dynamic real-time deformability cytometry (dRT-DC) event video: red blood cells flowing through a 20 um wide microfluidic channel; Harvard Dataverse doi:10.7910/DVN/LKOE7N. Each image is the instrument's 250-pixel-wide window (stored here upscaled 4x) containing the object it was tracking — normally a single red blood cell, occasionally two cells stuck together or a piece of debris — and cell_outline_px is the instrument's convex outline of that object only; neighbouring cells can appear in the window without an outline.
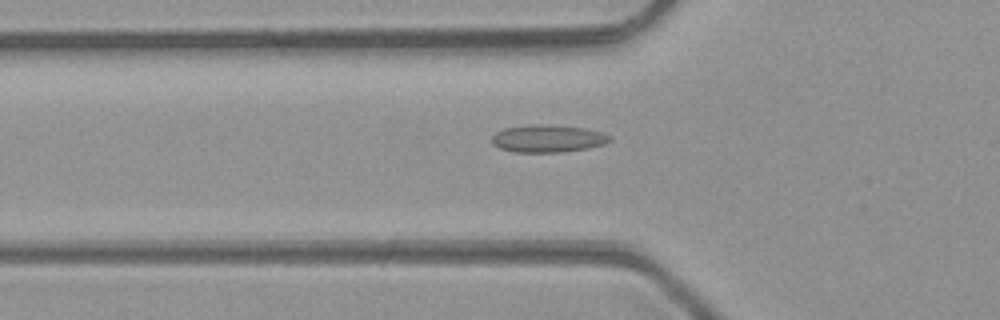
{"species": "common noctule bat (a hibernating species)", "species_latin": "Nyctalus noctula", "temperature_condition": "room temperature", "stored_images_in_passage": 48, "camera_frame_rate_fps": 3000, "um_per_image_px": 0.085, "animal": {"sex": "male", "body_mass_g": 23.1, "forearm_length_mm": 52.7}, "frame": {"image": 1, "passage_image": 17, "time_ms": 5.333, "image_size_px": [1000, 320], "cell_outline_px": [[612, 140], [604, 144], [588, 148], [564, 152], [516, 152], [500, 148], [492, 144], [492, 136], [496, 132], [504, 128], [528, 124], [544, 124], [584, 128], [600, 132], [612, 136]], "centroid_in_image_um": [46.56, 11.77], "position_along_channel_um": 79.2, "area_um2": 18.96}}
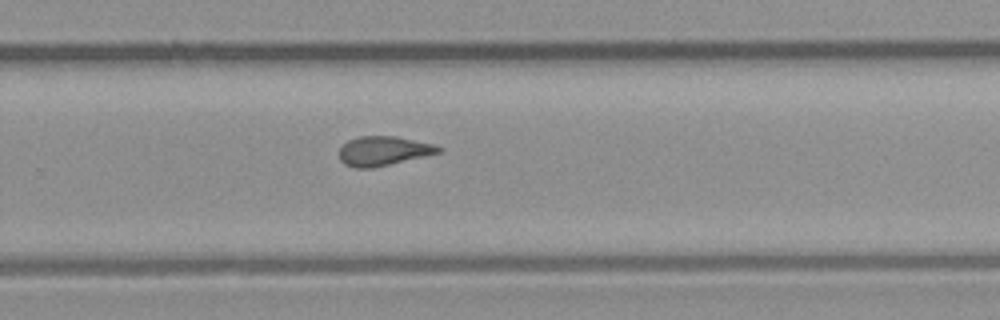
{"frame": {"image": 2, "passage_image": 32, "time_ms": 10.333, "image_size_px": [1000, 320], "cell_outline_px": [[444, 148], [440, 152], [424, 156], [372, 168], [356, 168], [344, 164], [340, 160], [340, 148], [348, 140], [360, 136], [396, 136], [432, 144]], "centroid_in_image_um": [32.57, 12.83], "position_along_channel_um": 297.2, "area_um2": 16.76}}
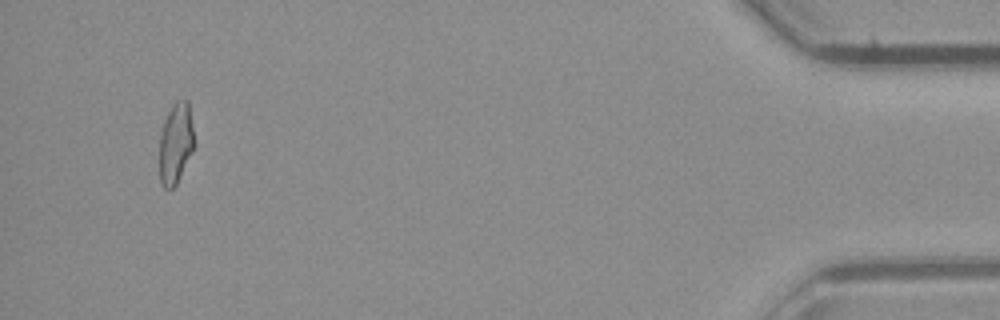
{"frame": {"image": 3, "passage_image": 46, "time_ms": 15.0, "image_size_px": [1000, 320], "cell_outline_px": [[192, 152], [176, 184], [172, 188], [164, 188], [160, 184], [160, 132], [164, 120], [172, 104], [176, 100], [188, 100], [192, 128]], "centroid_in_image_um": [14.9, 12.17], "position_along_channel_um": 420.3, "area_um2": 16.01}, "authors_computed_cell_mechanics": {"area_um2": 17.2822, "velocity_mm_per_s": 4.3368, "shape_relaxation_time_tau1_ms": null, "shape_relaxation_time_tau2_ms": 1.7204, "deformation_change_tau1": null, "deformation_change_tau2": 0.0865}}